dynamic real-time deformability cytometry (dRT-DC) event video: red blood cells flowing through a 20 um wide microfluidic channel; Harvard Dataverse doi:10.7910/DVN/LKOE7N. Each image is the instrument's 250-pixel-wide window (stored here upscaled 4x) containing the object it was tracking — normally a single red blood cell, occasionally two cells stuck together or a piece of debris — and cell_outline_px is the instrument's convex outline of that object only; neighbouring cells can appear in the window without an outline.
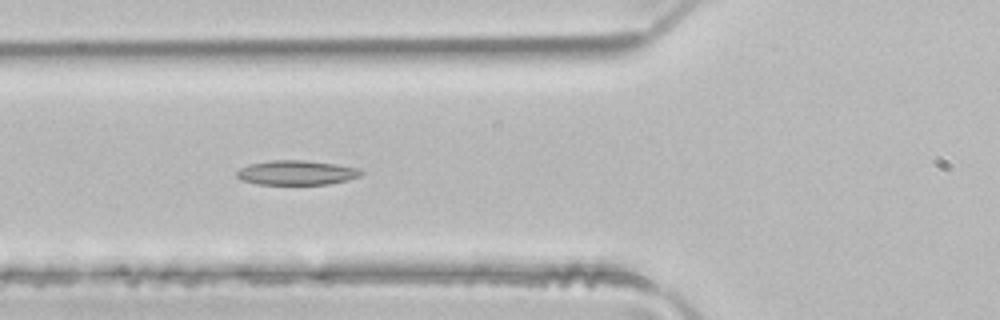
{"species": "common noctule bat (a hibernating species)", "species_latin": "Nyctalus noctula", "temperature_condition": "room temperature", "stored_images_in_passage": 8, "camera_frame_rate_fps": 3000, "um_per_image_px": 0.085, "animal": {"sex": "male", "body_mass_g": 21.5, "forearm_length_mm": 52.0}, "frame": {"image": 1, "passage_image": 6, "time_ms": 1.667, "image_size_px": [1000, 320], "cell_outline_px": [[364, 172], [360, 176], [348, 180], [328, 184], [256, 184], [240, 180], [236, 176], [236, 172], [240, 168], [248, 164], [272, 160], [304, 160], [336, 164], [360, 168]], "centroid_in_image_um": [25.2, 14.67], "position_along_channel_um": 100.6, "area_um2": 17.92}}
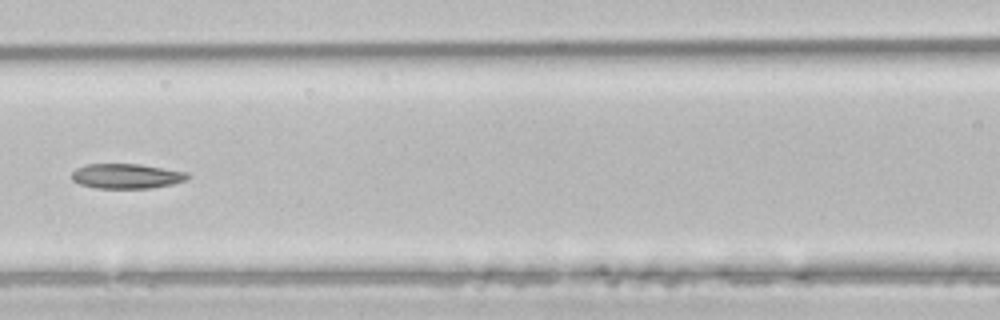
{"frame": {"image": 2, "passage_image": 7, "time_ms": 2.0, "image_size_px": [1000, 320], "cell_outline_px": [[188, 176], [184, 180], [172, 184], [152, 188], [96, 188], [80, 184], [72, 180], [72, 172], [76, 168], [88, 164], [140, 164], [188, 172]], "centroid_in_image_um": [10.73, 14.97], "position_along_channel_um": 155.9, "area_um2": 16.7}}
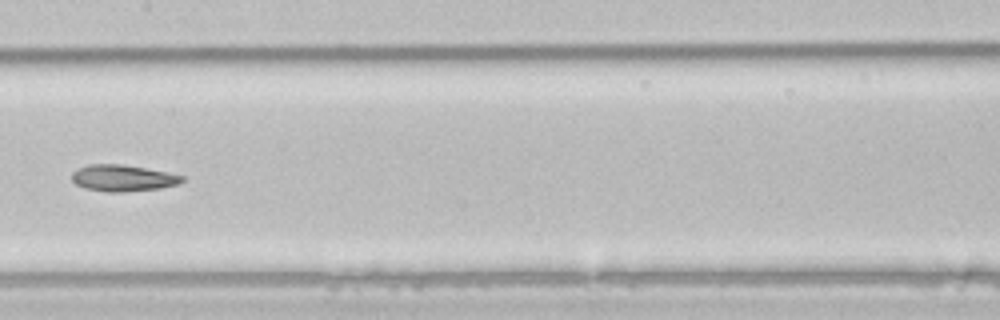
{"frame": {"image": 3, "passage_image": 8, "time_ms": 2.333, "image_size_px": [1000, 320], "cell_outline_px": [[184, 180], [180, 184], [160, 188], [124, 192], [108, 192], [84, 188], [76, 184], [72, 180], [72, 172], [76, 168], [88, 164], [120, 164], [168, 172], [184, 176]], "centroid_in_image_um": [10.43, 15.13], "position_along_channel_um": 197.0, "area_um2": 17.11}}